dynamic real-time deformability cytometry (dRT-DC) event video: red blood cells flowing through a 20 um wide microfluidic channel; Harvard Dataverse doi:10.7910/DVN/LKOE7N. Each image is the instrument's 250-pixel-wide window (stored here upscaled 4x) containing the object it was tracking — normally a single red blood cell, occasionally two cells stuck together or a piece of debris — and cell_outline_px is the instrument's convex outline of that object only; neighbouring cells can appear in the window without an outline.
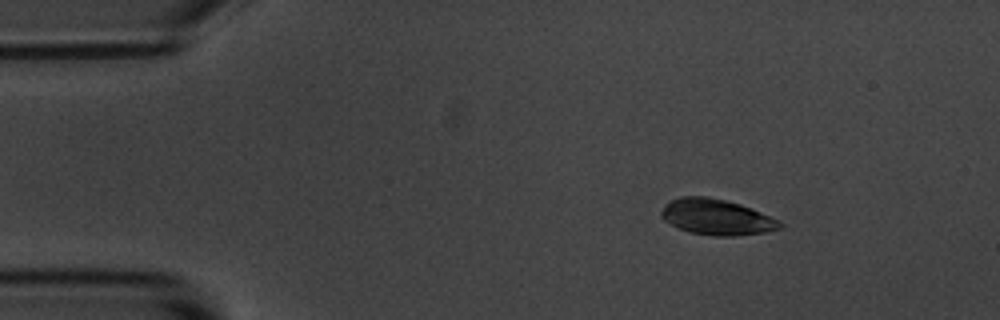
{"species": "common noctule bat (a hibernating species)", "species_latin": "Nyctalus noctula", "temperature_condition": "room temperature", "stored_images_in_passage": 5, "camera_frame_rate_fps": 3000, "um_per_image_px": 0.085, "animal": {"sex": "male", "body_mass_g": 20.1, "forearm_length_mm": 53.5}, "frame": {"image": 1, "passage_image": 2, "time_ms": 1.333, "image_size_px": [1000, 320], "cell_outline_px": [[784, 224], [780, 228], [764, 232], [736, 236], [712, 236], [692, 232], [680, 228], [664, 220], [660, 216], [660, 212], [664, 204], [680, 196], [708, 196], [740, 204], [780, 220]], "centroid_in_image_um": [60.9, 18.44], "position_along_channel_um": 24.1, "area_um2": 24.62}}